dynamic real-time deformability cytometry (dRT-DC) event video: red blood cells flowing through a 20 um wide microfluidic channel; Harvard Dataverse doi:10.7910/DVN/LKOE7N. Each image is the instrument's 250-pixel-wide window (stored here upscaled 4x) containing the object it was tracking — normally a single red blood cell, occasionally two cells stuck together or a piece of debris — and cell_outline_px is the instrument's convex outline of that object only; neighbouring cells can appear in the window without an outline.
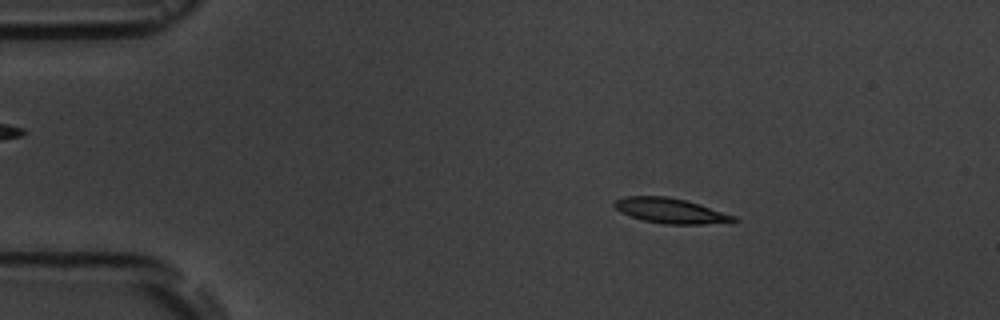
{"species": "common noctule bat (a hibernating species)", "species_latin": "Nyctalus noctula", "temperature_condition": "room temperature", "stored_images_in_passage": 5, "camera_frame_rate_fps": 3000, "um_per_image_px": 0.085, "animal": {"sex": "male", "body_mass_g": 19.5, "forearm_length_mm": 54.6}, "frame": {"image": 1, "passage_image": 3, "time_ms": 2.333, "image_size_px": [1000, 320], "cell_outline_px": [[740, 220], [704, 224], [664, 224], [644, 220], [620, 212], [612, 204], [616, 200], [624, 196], [668, 196], [684, 200], [736, 216]], "centroid_in_image_um": [56.95, 17.91], "position_along_channel_um": 28.0, "area_um2": 17.11}}